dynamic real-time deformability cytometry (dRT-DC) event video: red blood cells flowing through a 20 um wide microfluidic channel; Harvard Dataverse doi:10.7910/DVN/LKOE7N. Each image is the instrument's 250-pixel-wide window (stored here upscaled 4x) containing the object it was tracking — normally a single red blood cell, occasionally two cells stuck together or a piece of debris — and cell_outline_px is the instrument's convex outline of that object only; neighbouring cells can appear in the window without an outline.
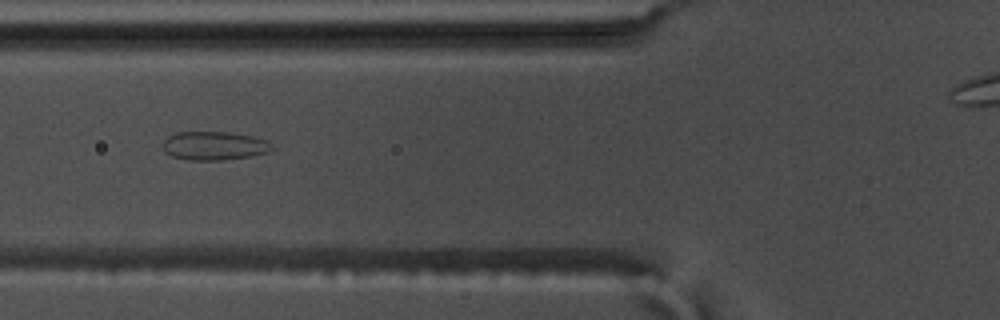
{"species": "common noctule bat (a hibernating species)", "species_latin": "Nyctalus noctula", "temperature_condition": "warm", "stored_images_in_passage": 34, "camera_frame_rate_fps": 3000, "um_per_image_px": 0.085, "animal": {"sex": "male", "body_mass_g": 17.5, "forearm_length_mm": 52.3}, "frame": {"image": 1, "passage_image": 5, "time_ms": 1.333, "image_size_px": [1000, 320], "cell_outline_px": [[272, 148], [268, 152], [252, 156], [220, 160], [188, 160], [172, 156], [164, 152], [160, 144], [168, 136], [176, 132], [228, 132], [252, 136], [264, 140], [272, 144]], "centroid_in_image_um": [18.14, 12.39], "position_along_channel_um": 107.7, "area_um2": 18.26}}
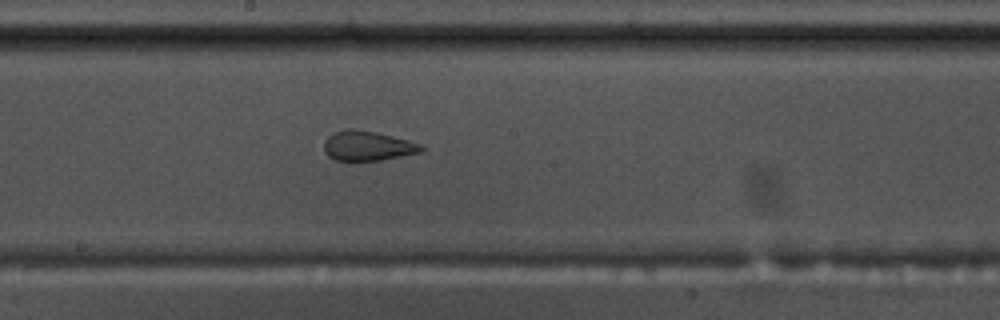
{"frame": {"image": 2, "passage_image": 14, "time_ms": 4.333, "image_size_px": [1000, 320], "cell_outline_px": [[428, 148], [424, 152], [380, 160], [336, 160], [328, 156], [324, 152], [324, 140], [328, 136], [336, 132], [348, 128], [352, 128], [376, 132], [424, 144]], "centroid_in_image_um": [31.31, 12.39], "position_along_channel_um": 216.9, "area_um2": 17.05}}
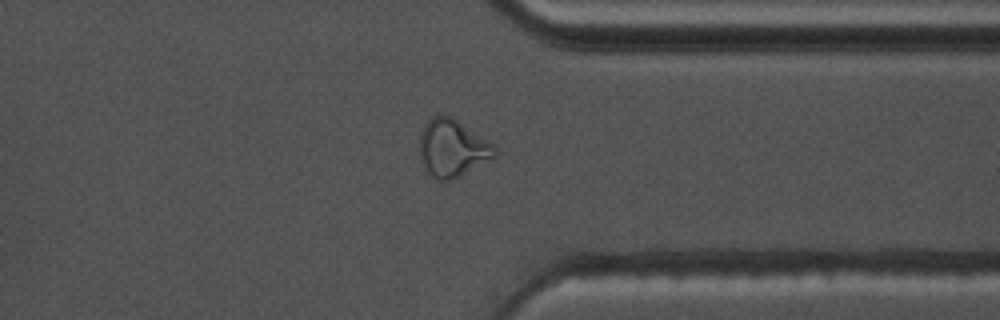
{"frame": {"image": 3, "passage_image": 27, "time_ms": 8.667, "image_size_px": [1000, 320], "cell_outline_px": [[496, 156], [460, 176], [448, 180], [436, 180], [428, 172], [420, 160], [420, 132], [424, 124], [432, 116], [452, 116], [492, 144], [496, 148]], "centroid_in_image_um": [38.42, 12.59], "position_along_channel_um": 373.0, "area_um2": 24.8}}